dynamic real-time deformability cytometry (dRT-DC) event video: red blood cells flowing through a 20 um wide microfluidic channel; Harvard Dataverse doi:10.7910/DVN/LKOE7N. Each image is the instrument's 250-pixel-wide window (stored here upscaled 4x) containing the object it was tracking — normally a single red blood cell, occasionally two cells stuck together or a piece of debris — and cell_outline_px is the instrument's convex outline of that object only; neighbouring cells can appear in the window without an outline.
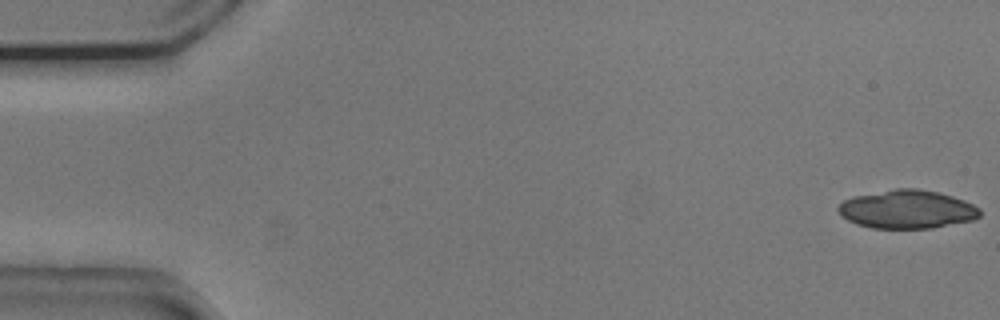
{"species": "common noctule bat (a hibernating species)", "species_latin": "Nyctalus noctula", "temperature_condition": "cold", "stored_images_in_passage": 20, "camera_frame_rate_fps": 3000, "um_per_image_px": 0.085, "animal": {"sex": "male", "body_mass_g": 20.5, "forearm_length_mm": 52.5}, "frame": {"image": 1, "passage_image": 1, "time_ms": 0.0, "image_size_px": [1000, 320], "cell_outline_px": [[980, 216], [972, 220], [932, 228], [872, 228], [856, 224], [840, 216], [836, 208], [844, 200], [852, 196], [896, 188], [916, 188], [936, 192], [952, 196], [964, 200], [980, 208]], "centroid_in_image_um": [77.07, 17.79], "position_along_channel_um": 7.9, "area_um2": 31.79}}